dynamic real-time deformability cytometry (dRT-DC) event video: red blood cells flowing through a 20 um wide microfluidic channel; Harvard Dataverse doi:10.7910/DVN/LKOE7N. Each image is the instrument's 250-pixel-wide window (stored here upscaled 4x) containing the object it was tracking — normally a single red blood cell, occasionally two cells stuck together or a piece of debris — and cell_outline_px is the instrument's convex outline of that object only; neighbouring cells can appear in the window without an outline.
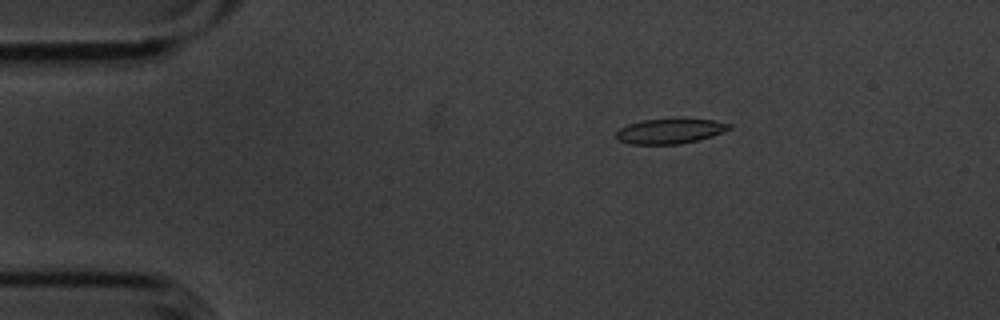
{"species": "common noctule bat (a hibernating species)", "species_latin": "Nyctalus noctula", "temperature_condition": "cold", "stored_images_in_passage": 3, "camera_frame_rate_fps": 3000, "um_per_image_px": 0.085, "animal": {"sex": "male", "body_mass_g": 20.1, "forearm_length_mm": 53.5}, "frame": {"image": 1, "passage_image": 1, "time_ms": 0.0, "image_size_px": [1000, 320], "cell_outline_px": [[732, 128], [724, 132], [712, 136], [680, 144], [628, 144], [616, 140], [616, 132], [620, 128], [628, 124], [644, 120], [672, 116], [676, 116], [712, 120], [732, 124]], "centroid_in_image_um": [56.96, 11.1], "position_along_channel_um": 28.0, "area_um2": 17.22}}
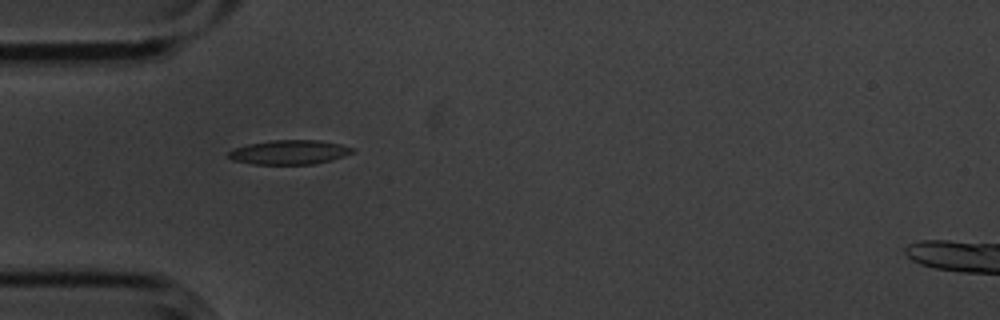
{"frame": {"image": 2, "passage_image": 3, "time_ms": 0.667, "image_size_px": [1000, 320], "cell_outline_px": [[356, 148], [352, 152], [328, 160], [312, 164], [252, 164], [232, 160], [228, 156], [228, 152], [236, 148], [248, 144], [272, 140], [320, 140], [340, 144]], "centroid_in_image_um": [24.56, 12.93], "position_along_channel_um": 60.4, "area_um2": 17.28}}